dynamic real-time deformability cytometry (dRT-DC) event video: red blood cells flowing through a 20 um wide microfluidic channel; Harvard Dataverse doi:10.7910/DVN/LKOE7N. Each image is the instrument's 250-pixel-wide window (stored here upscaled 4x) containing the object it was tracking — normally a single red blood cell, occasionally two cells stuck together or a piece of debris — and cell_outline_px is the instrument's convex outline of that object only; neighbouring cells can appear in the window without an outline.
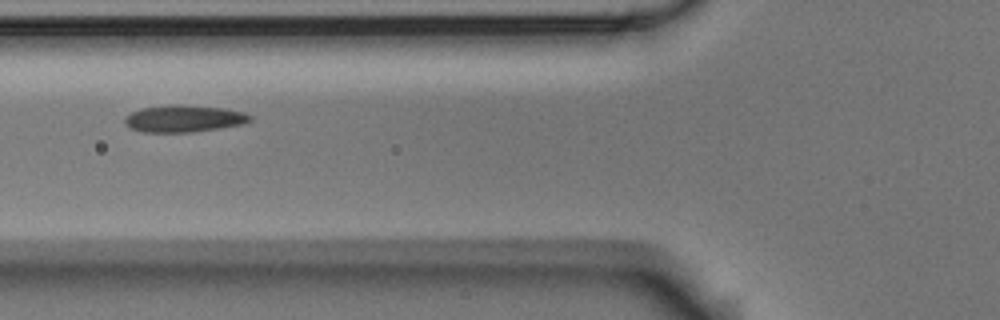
{"species": "Egyptian fruit bat (a non-hibernating species)", "species_latin": "Rousettus aegyptiacus", "temperature_condition": "room temperature", "stored_images_in_passage": 8, "camera_frame_rate_fps": 3000, "um_per_image_px": 0.085, "animal": {"sex": "male"}, "frame": {"image": 1, "passage_image": 3, "time_ms": 0.667, "image_size_px": [1000, 320], "cell_outline_px": [[252, 120], [244, 124], [220, 128], [192, 132], [144, 132], [128, 128], [124, 124], [124, 116], [140, 108], [168, 104], [180, 104], [224, 108], [244, 112], [252, 116]], "centroid_in_image_um": [15.61, 10.07], "position_along_channel_um": 110.2, "area_um2": 20.06}}
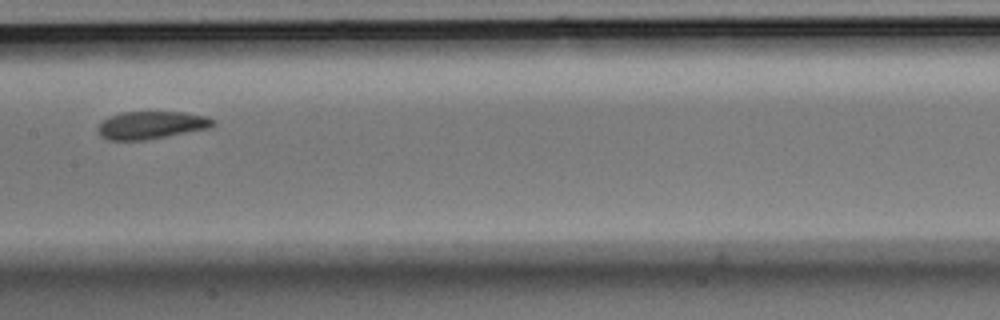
{"frame": {"image": 2, "passage_image": 5, "time_ms": 1.333, "image_size_px": [1000, 320], "cell_outline_px": [[216, 124], [208, 128], [144, 140], [108, 140], [100, 136], [100, 124], [104, 120], [120, 112], [184, 112], [208, 116], [216, 120]], "centroid_in_image_um": [12.91, 10.62], "position_along_channel_um": 194.5, "area_um2": 18.32}}
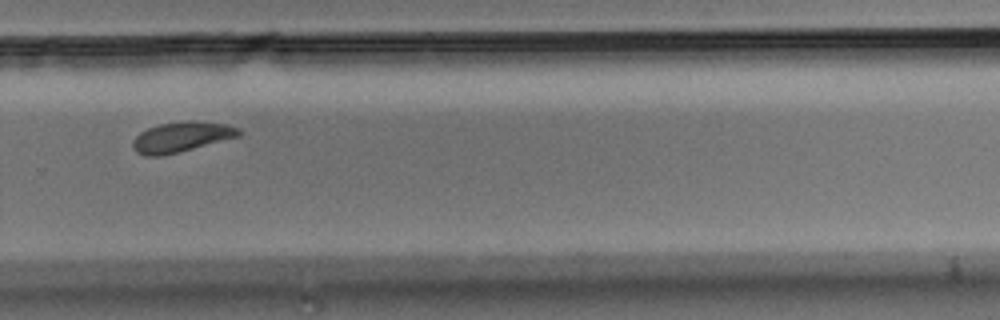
{"frame": {"image": 3, "passage_image": 8, "time_ms": 2.333, "image_size_px": [1000, 320], "cell_outline_px": [[244, 132], [240, 136], [180, 152], [160, 156], [144, 156], [136, 152], [132, 148], [132, 140], [140, 132], [148, 128], [160, 124], [188, 120], [196, 120], [228, 124], [240, 128]], "centroid_in_image_um": [15.45, 11.63], "position_along_channel_um": 314.3, "area_um2": 19.02}}